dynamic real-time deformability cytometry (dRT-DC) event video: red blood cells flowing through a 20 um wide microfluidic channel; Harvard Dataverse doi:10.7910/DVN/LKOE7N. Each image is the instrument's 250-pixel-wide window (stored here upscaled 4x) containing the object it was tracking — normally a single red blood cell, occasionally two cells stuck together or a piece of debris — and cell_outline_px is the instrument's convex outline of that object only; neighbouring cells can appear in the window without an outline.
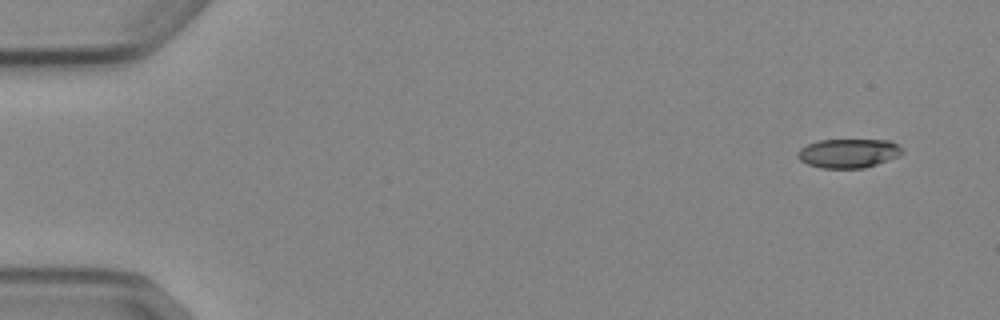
{"species": "Egyptian fruit bat (a non-hibernating species)", "species_latin": "Rousettus aegyptiacus", "temperature_condition": "cold", "stored_images_in_passage": 4, "camera_frame_rate_fps": 3000, "um_per_image_px": 0.085, "animal": {"sex": "female"}, "frame": {"image": 1, "passage_image": 1, "time_ms": 0.0, "image_size_px": [1000, 320], "cell_outline_px": [[904, 152], [900, 156], [864, 168], [820, 168], [808, 164], [800, 160], [796, 156], [796, 152], [800, 148], [808, 144], [820, 140], [892, 140]], "centroid_in_image_um": [72.1, 13.03], "position_along_channel_um": 12.9, "area_um2": 17.74}}
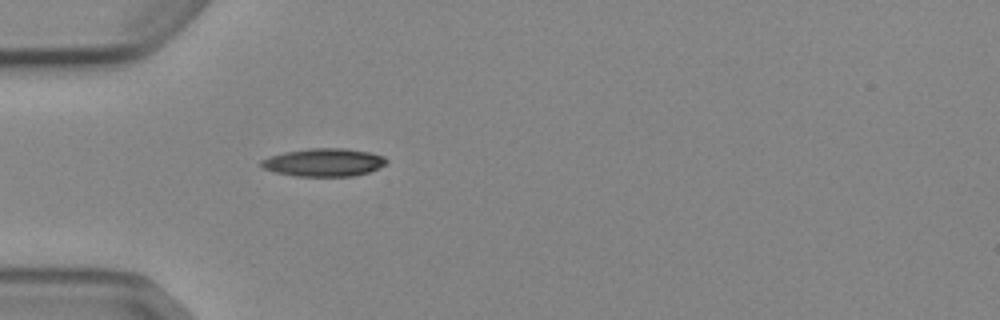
{"frame": {"image": 2, "passage_image": 4, "time_ms": 4.333, "image_size_px": [1000, 320], "cell_outline_px": [[388, 160], [384, 164], [368, 172], [352, 176], [296, 176], [276, 172], [264, 168], [260, 164], [260, 160], [268, 156], [284, 152], [312, 148], [344, 148], [368, 152], [384, 156]], "centroid_in_image_um": [27.49, 13.79], "position_along_channel_um": 57.5, "area_um2": 20.23}}